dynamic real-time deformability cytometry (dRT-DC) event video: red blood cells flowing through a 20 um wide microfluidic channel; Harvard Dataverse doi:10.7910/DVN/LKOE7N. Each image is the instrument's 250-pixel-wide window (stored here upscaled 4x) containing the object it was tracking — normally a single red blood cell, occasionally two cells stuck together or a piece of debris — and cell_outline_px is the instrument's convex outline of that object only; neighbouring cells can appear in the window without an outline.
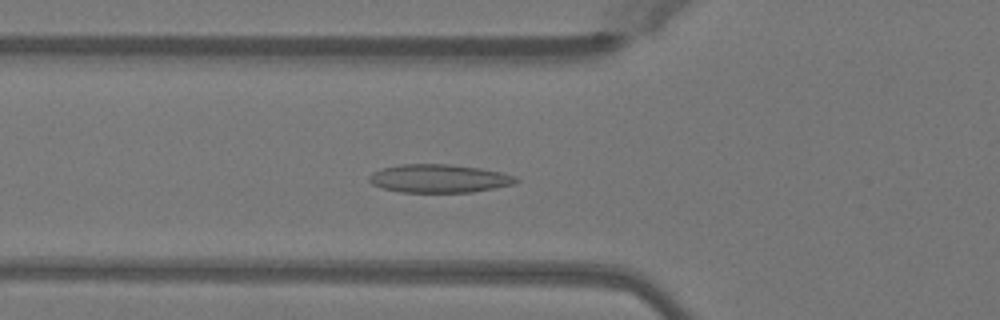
{"species": "Egyptian fruit bat (a non-hibernating species)", "species_latin": "Rousettus aegyptiacus", "temperature_condition": "warm", "stored_images_in_passage": 49, "camera_frame_rate_fps": 3000, "um_per_image_px": 0.085, "animal": {"sex": "female"}, "frame": {"image": 1, "passage_image": 17, "time_ms": 5.333, "image_size_px": [1000, 320], "cell_outline_px": [[520, 180], [512, 184], [472, 192], [400, 192], [380, 188], [372, 184], [368, 180], [368, 176], [372, 172], [380, 168], [400, 164], [448, 164], [480, 168], [500, 172], [516, 176]], "centroid_in_image_um": [37.25, 15.17], "position_along_channel_um": 88.5, "area_um2": 24.28}}
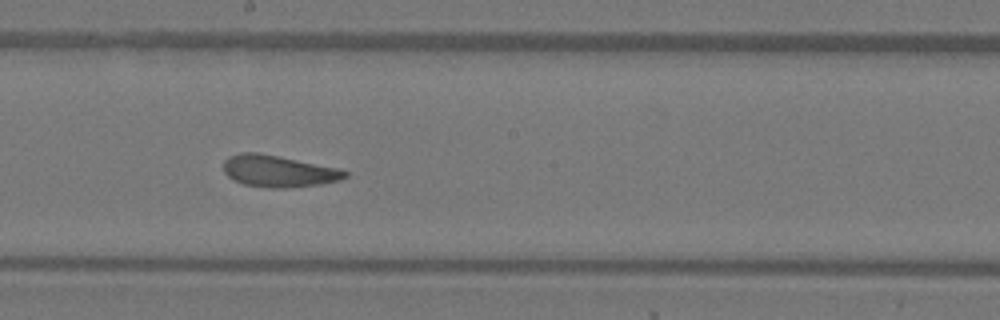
{"frame": {"image": 2, "passage_image": 27, "time_ms": 8.667, "image_size_px": [1000, 320], "cell_outline_px": [[348, 176], [340, 180], [320, 184], [288, 188], [268, 188], [244, 184], [232, 180], [224, 172], [224, 160], [228, 156], [240, 152], [260, 152], [336, 168], [348, 172]], "centroid_in_image_um": [23.62, 14.55], "position_along_channel_um": 224.6, "area_um2": 22.48}}
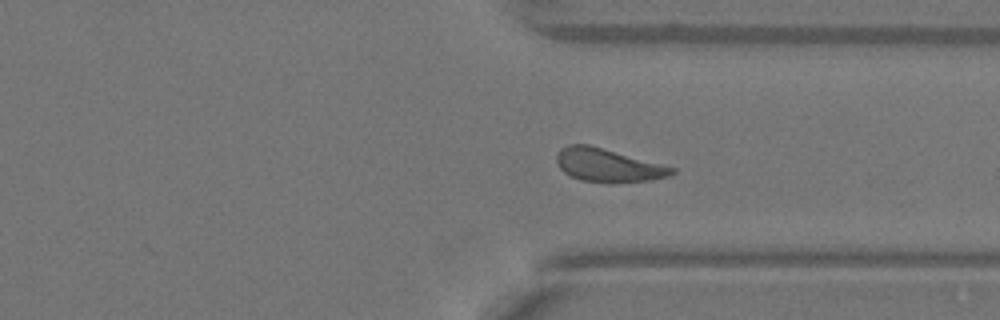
{"frame": {"image": 3, "passage_image": 37, "time_ms": 12.0, "image_size_px": [1000, 320], "cell_outline_px": [[676, 172], [668, 176], [648, 180], [580, 180], [564, 172], [560, 168], [556, 160], [556, 156], [560, 148], [568, 144], [588, 144], [676, 168]], "centroid_in_image_um": [51.63, 13.99], "position_along_channel_um": 359.8, "area_um2": 21.39}, "authors_computed_cell_mechanics": {"area_um2": 22.7154, "velocity_mm_per_s": 4.0708, "shape_relaxation_time_tau1_ms": 4.5119, "shape_relaxation_time_tau2_ms": 1.9838, "deformation_change_tau1": 0.1326, "deformation_change_tau2": 0.0751}}